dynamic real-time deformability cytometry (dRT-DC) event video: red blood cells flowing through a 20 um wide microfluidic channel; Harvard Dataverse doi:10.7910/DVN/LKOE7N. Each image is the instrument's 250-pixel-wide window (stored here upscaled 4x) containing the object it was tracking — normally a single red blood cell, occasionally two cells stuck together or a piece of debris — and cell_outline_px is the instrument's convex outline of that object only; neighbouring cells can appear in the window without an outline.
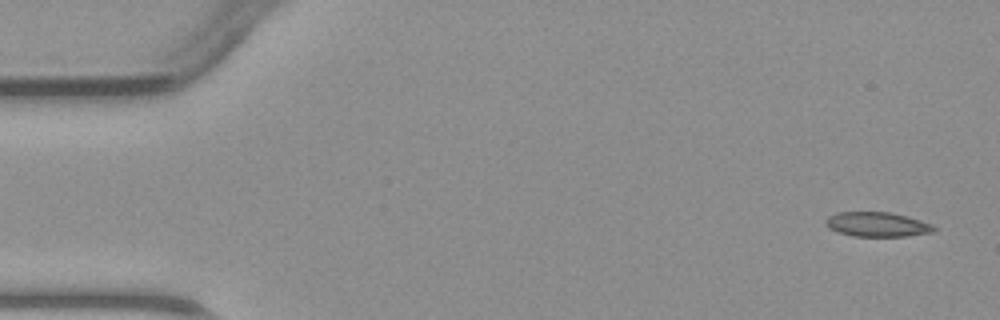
{"species": "common noctule bat (a hibernating species)", "species_latin": "Nyctalus noctula", "temperature_condition": "warm", "stored_images_in_passage": 5, "camera_frame_rate_fps": 3000, "um_per_image_px": 0.085, "animal": {"sex": "male", "body_mass_g": 23.1, "forearm_length_mm": 52.7}, "frame": {"image": 1, "passage_image": 1, "time_ms": 0.0, "image_size_px": [1000, 320], "cell_outline_px": [[936, 228], [932, 232], [908, 236], [852, 236], [836, 232], [828, 228], [824, 224], [824, 220], [828, 216], [836, 212], [892, 212], [908, 216], [932, 224]], "centroid_in_image_um": [74.51, 19.07], "position_along_channel_um": 10.5, "area_um2": 15.72}}